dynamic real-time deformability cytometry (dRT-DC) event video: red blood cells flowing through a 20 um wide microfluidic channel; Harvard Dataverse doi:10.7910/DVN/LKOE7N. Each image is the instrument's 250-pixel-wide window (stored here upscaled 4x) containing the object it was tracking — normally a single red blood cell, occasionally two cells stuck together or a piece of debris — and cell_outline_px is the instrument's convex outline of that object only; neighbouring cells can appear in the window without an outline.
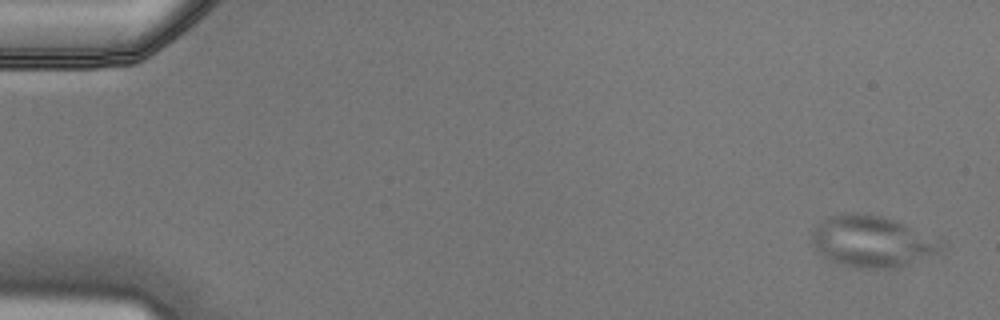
{"species": "Egyptian fruit bat (a non-hibernating species)", "species_latin": "Rousettus aegyptiacus", "temperature_condition": "cold", "stored_images_in_passage": 4, "camera_frame_rate_fps": 3000, "um_per_image_px": 0.085, "animal": {"sex": "male"}, "frame": {"image": 1, "passage_image": 1, "time_ms": 0.0, "image_size_px": [1000, 320], "cell_outline_px": [[944, 256], [884, 268], [868, 268], [844, 264], [832, 260], [824, 256], [808, 240], [812, 228], [816, 224], [828, 216], [844, 212], [856, 212], [880, 216], [896, 220], [904, 224], [940, 248], [944, 252]], "centroid_in_image_um": [73.98, 20.51], "position_along_channel_um": 11.0, "area_um2": 37.74}}